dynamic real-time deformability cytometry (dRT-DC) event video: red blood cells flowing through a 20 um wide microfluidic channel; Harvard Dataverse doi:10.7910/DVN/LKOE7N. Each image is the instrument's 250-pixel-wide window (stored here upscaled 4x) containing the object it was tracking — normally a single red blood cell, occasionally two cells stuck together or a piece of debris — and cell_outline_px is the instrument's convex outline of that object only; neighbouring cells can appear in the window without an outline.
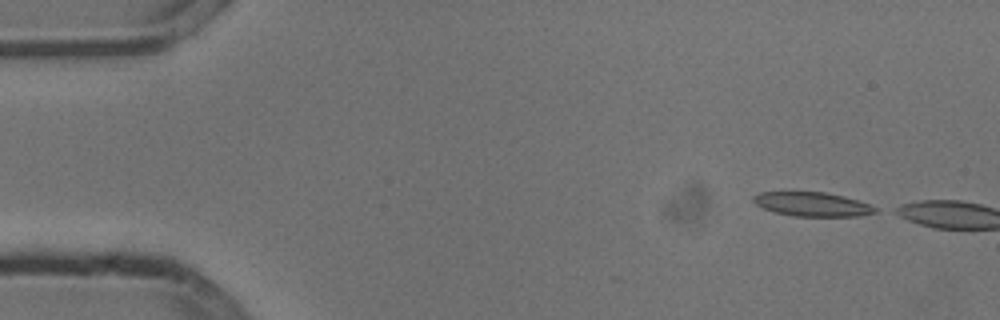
{"species": "common noctule bat (a hibernating species)", "species_latin": "Nyctalus noctula", "temperature_condition": "cold", "stored_images_in_passage": 8, "camera_frame_rate_fps": 3000, "um_per_image_px": 0.085, "animal": {"sex": "male", "body_mass_g": 13.3}, "frame": {"image": 1, "passage_image": 1, "time_ms": 0.0, "image_size_px": [1000, 320], "cell_outline_px": [[880, 208], [876, 212], [860, 216], [792, 216], [776, 212], [764, 208], [756, 204], [752, 200], [752, 196], [760, 192], [824, 192], [844, 196]], "centroid_in_image_um": [69.05, 17.36], "position_along_channel_um": 15.9, "area_um2": 17.05}}